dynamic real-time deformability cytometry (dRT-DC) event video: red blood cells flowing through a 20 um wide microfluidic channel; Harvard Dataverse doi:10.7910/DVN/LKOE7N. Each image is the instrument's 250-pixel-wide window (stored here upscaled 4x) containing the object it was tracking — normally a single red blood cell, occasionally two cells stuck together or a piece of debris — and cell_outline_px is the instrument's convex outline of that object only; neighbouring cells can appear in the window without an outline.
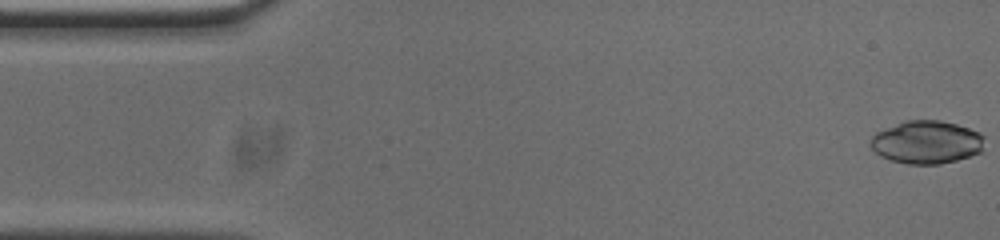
{"species": "common noctule bat (a hibernating species)", "species_latin": "Nyctalus noctula", "temperature_condition": "cold", "stored_images_in_passage": 53, "camera_frame_rate_fps": 3000, "um_per_image_px": 0.085, "animal": {"sex": "male", "body_mass_g": 20.0, "forearm_length_mm": 53.3}, "frame": {"image": 1, "passage_image": 1, "time_ms": 0.0, "image_size_px": [1000, 240], "cell_outline_px": [[984, 136], [980, 152], [956, 160], [940, 164], [908, 164], [892, 160], [880, 156], [872, 148], [868, 140], [876, 132], [908, 120], [940, 120], [956, 124], [980, 132]], "centroid_in_image_um": [78.74, 12.08], "position_along_channel_um": 6.3, "area_um2": 28.32}}